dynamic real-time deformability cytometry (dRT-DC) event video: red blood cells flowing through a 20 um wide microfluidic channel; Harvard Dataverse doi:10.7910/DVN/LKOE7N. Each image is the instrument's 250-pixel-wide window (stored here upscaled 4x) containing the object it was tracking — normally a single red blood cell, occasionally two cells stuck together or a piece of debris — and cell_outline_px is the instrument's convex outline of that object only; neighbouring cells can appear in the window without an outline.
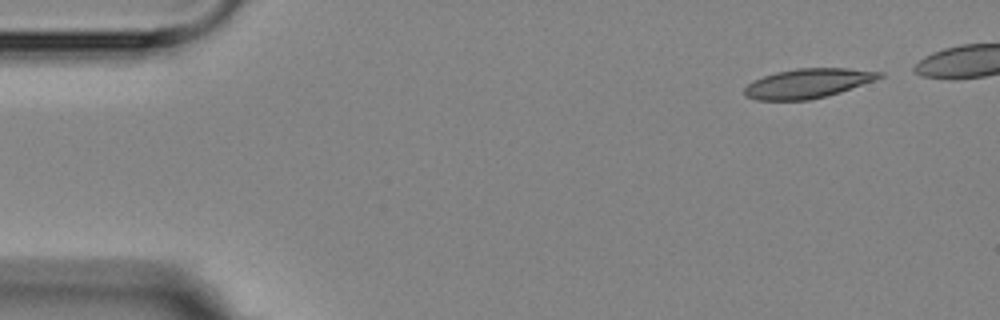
{"species": "Egyptian fruit bat (a non-hibernating species)", "species_latin": "Rousettus aegyptiacus", "temperature_condition": "room temperature", "stored_images_in_passage": 5, "camera_frame_rate_fps": 3000, "um_per_image_px": 0.085, "animal": {"sex": "female"}, "frame": {"image": 1, "passage_image": 1, "time_ms": 0.0, "image_size_px": [1000, 320], "cell_outline_px": [[884, 76], [876, 80], [840, 92], [808, 100], [756, 100], [744, 96], [744, 88], [752, 80], [776, 72], [796, 68], [848, 68], [884, 72]], "centroid_in_image_um": [68.66, 7.08], "position_along_channel_um": 16.3, "area_um2": 23.24}}